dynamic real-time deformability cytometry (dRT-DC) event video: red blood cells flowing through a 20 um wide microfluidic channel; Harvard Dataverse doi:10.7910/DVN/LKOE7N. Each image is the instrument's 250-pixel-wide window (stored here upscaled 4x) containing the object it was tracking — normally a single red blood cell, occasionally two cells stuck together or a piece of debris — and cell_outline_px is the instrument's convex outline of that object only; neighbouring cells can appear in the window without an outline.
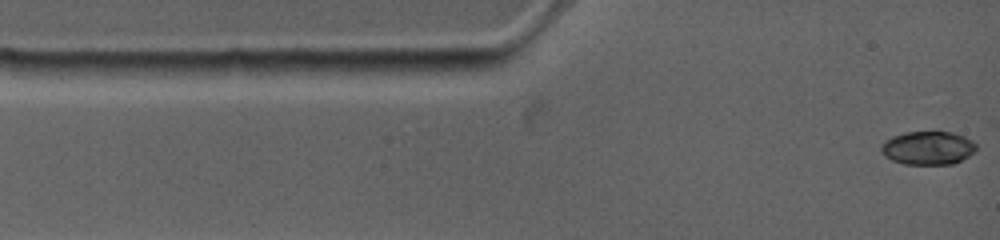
{"species": "common noctule bat (a hibernating species)", "species_latin": "Nyctalus noctula", "temperature_condition": "warm", "stored_images_in_passage": 14, "camera_frame_rate_fps": 4500, "um_per_image_px": 0.085, "animal": {"sex": "female", "body_mass_g": 19.0, "forearm_length_mm": 53.3}, "frame": {"image": 1, "passage_image": 1, "time_ms": 0.0, "image_size_px": [1000, 240], "cell_outline_px": [[976, 152], [952, 164], [904, 164], [892, 160], [884, 156], [880, 152], [880, 148], [888, 140], [896, 136], [908, 132], [948, 132], [964, 136], [972, 140], [976, 144]], "centroid_in_image_um": [78.9, 12.59], "position_along_channel_um": 6.1, "area_um2": 18.26}}
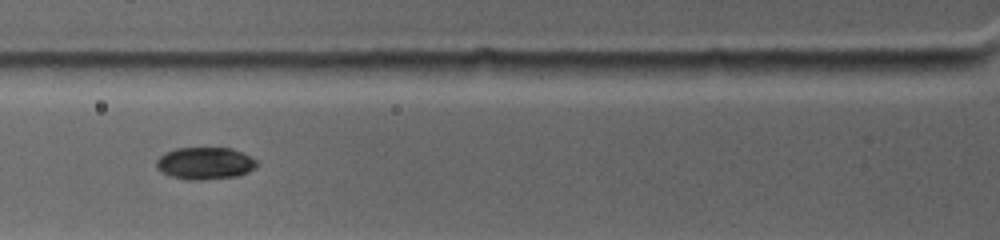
{"frame": {"image": 2, "passage_image": 10, "time_ms": 3.778, "image_size_px": [1000, 240], "cell_outline_px": [[256, 164], [248, 172], [240, 176], [200, 180], [188, 180], [168, 176], [156, 168], [156, 160], [160, 156], [168, 152], [180, 148], [228, 148], [240, 152], [248, 156]], "centroid_in_image_um": [17.36, 13.9], "position_along_channel_um": 108.4, "area_um2": 18.5}}
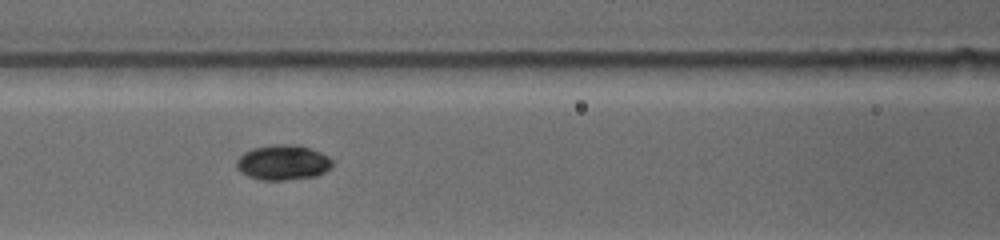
{"frame": {"image": 3, "passage_image": 12, "time_ms": 4.667, "image_size_px": [1000, 240], "cell_outline_px": [[332, 164], [324, 172], [316, 176], [288, 180], [256, 180], [240, 172], [236, 168], [236, 164], [240, 156], [256, 148], [308, 148], [332, 160]], "centroid_in_image_um": [24.0, 13.92], "position_along_channel_um": 142.6, "area_um2": 18.15}}